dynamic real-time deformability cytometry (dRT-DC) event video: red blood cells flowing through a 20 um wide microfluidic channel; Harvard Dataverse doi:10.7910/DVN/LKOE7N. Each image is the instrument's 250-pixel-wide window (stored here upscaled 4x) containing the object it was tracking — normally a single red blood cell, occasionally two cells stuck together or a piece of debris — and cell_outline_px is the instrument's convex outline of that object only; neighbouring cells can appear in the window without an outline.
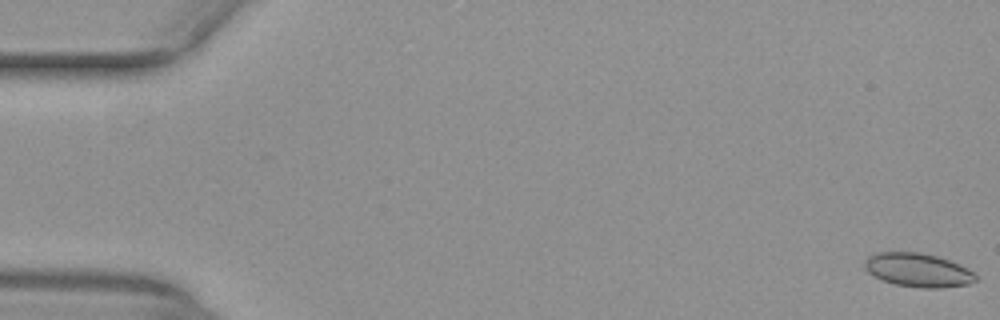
{"species": "common noctule bat (a hibernating species)", "species_latin": "Nyctalus noctula", "temperature_condition": "warm", "stored_images_in_passage": 53, "camera_frame_rate_fps": 3000, "um_per_image_px": 0.085, "animal": {"sex": "female", "body_mass_g": 29.2, "forearm_length_mm": 56.3}, "frame": {"image": 1, "passage_image": 1, "time_ms": 0.0, "image_size_px": [1000, 320], "cell_outline_px": [[976, 280], [968, 284], [940, 288], [920, 288], [896, 284], [880, 280], [872, 276], [864, 268], [864, 260], [872, 252], [920, 252], [936, 256], [960, 264], [968, 268], [976, 276]], "centroid_in_image_um": [77.97, 22.95], "position_along_channel_um": 7.0, "area_um2": 22.02}}
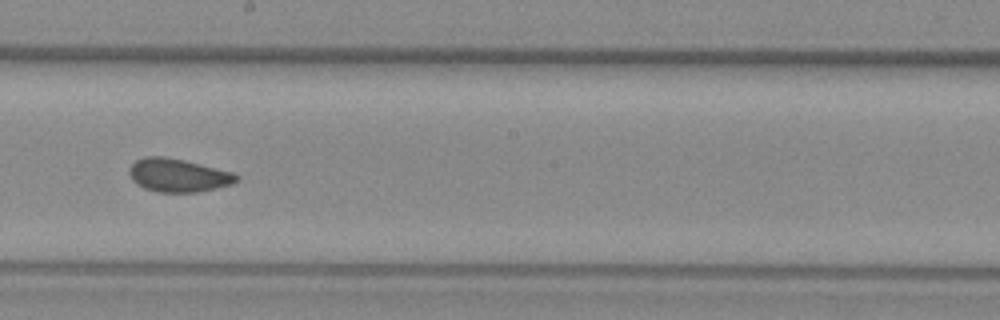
{"frame": {"image": 2, "passage_image": 30, "time_ms": 9.667, "image_size_px": [1000, 320], "cell_outline_px": [[240, 180], [232, 184], [216, 188], [196, 192], [156, 192], [144, 188], [136, 184], [132, 180], [128, 172], [128, 168], [136, 160], [144, 156], [164, 156], [184, 160], [232, 172], [240, 176]], "centroid_in_image_um": [15.12, 14.9], "position_along_channel_um": 233.1, "area_um2": 20.92}}
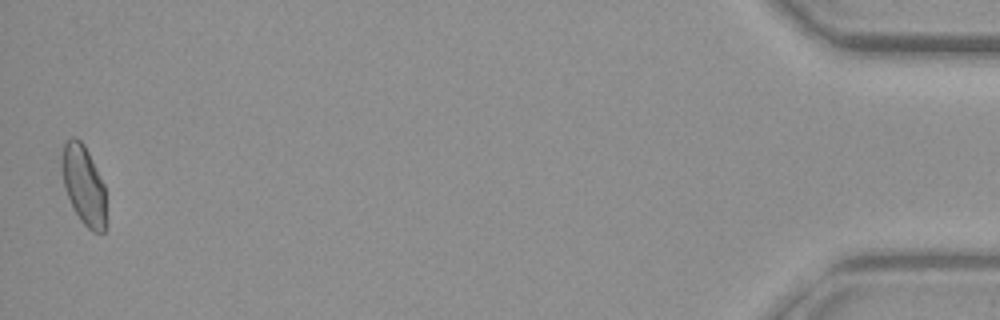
{"frame": {"image": 3, "passage_image": 52, "time_ms": 17.0, "image_size_px": [1000, 320], "cell_outline_px": [[104, 232], [92, 232], [80, 220], [72, 208], [64, 188], [60, 164], [60, 160], [64, 144], [72, 136], [76, 136], [84, 144], [104, 184]], "centroid_in_image_um": [7.06, 15.69], "position_along_channel_um": 428.1, "area_um2": 20.4}, "authors_computed_cell_mechanics": {"area_um2": 20.808, "velocity_mm_per_s": 3.9894, "shape_relaxation_time_tau1_ms": null, "shape_relaxation_time_tau2_ms": 1.1761, "deformation_change_tau1": null, "deformation_change_tau2": 0.0666}}